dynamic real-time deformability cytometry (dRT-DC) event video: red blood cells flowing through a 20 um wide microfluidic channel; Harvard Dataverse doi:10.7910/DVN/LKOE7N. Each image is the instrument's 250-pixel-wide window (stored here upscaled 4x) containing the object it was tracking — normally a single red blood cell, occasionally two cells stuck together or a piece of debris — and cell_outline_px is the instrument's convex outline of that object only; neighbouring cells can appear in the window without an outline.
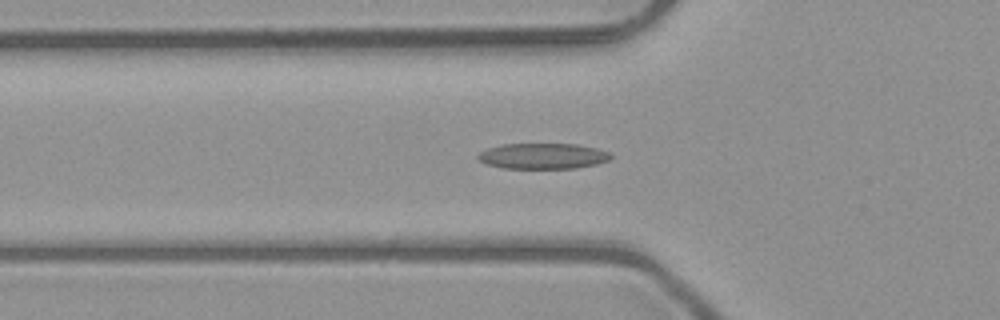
{"species": "common noctule bat (a hibernating species)", "species_latin": "Nyctalus noctula", "temperature_condition": "room temperature", "stored_images_in_passage": 45, "camera_frame_rate_fps": 3000, "um_per_image_px": 0.085, "animal": {"sex": "male", "body_mass_g": 23.1, "forearm_length_mm": 52.7}, "frame": {"image": 1, "passage_image": 17, "time_ms": 5.333, "image_size_px": [1000, 320], "cell_outline_px": [[612, 156], [608, 160], [596, 164], [576, 168], [504, 168], [488, 164], [480, 160], [476, 156], [480, 152], [488, 148], [504, 144], [576, 144], [596, 148], [612, 152]], "centroid_in_image_um": [46.18, 13.26], "position_along_channel_um": 79.6, "area_um2": 19.77}}
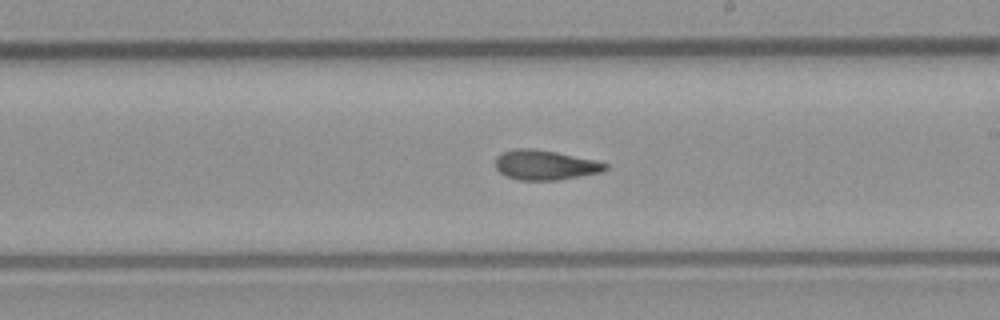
{"frame": {"image": 2, "passage_image": 29, "time_ms": 9.333, "image_size_px": [1000, 320], "cell_outline_px": [[608, 168], [604, 172], [556, 180], [516, 180], [500, 172], [496, 168], [496, 156], [500, 152], [516, 148], [532, 148], [556, 152], [596, 160], [608, 164]], "centroid_in_image_um": [46.34, 14.02], "position_along_channel_um": 242.7, "area_um2": 19.19}}
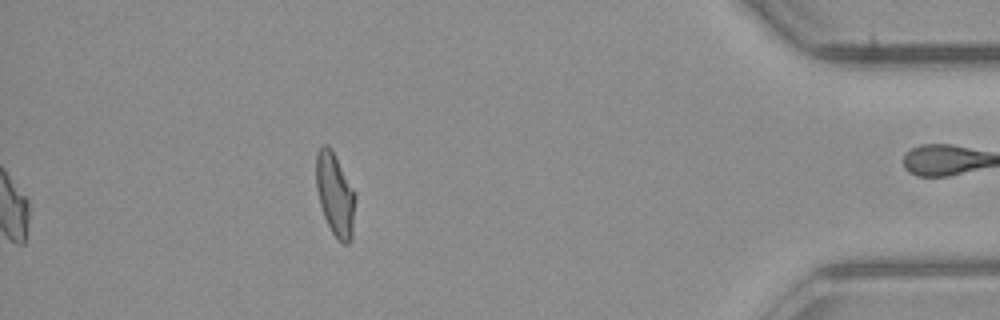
{"frame": {"image": 3, "passage_image": 45, "time_ms": 14.667, "image_size_px": [1000, 320], "cell_outline_px": [[356, 196], [352, 236], [348, 244], [344, 244], [332, 232], [324, 216], [320, 204], [316, 188], [316, 152], [324, 144], [328, 144], [332, 148], [356, 192]], "centroid_in_image_um": [28.49, 16.47], "position_along_channel_um": 406.7, "area_um2": 19.13}, "authors_computed_cell_mechanics": {"area_um2": 19.363, "velocity_mm_per_s": 4.0428, "shape_relaxation_time_tau1_ms": null, "shape_relaxation_time_tau2_ms": 2.1687, "deformation_change_tau1": null, "deformation_change_tau2": 0.1042}}